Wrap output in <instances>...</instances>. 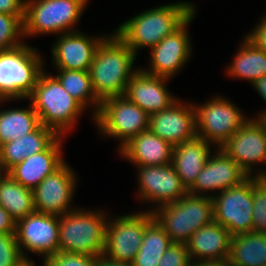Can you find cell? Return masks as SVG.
Masks as SVG:
<instances>
[{
	"label": "cell",
	"mask_w": 266,
	"mask_h": 266,
	"mask_svg": "<svg viewBox=\"0 0 266 266\" xmlns=\"http://www.w3.org/2000/svg\"><path fill=\"white\" fill-rule=\"evenodd\" d=\"M169 80L172 79L150 75L139 68L127 84L124 96L148 115L160 112L178 99L167 88Z\"/></svg>",
	"instance_id": "cell-20"
},
{
	"label": "cell",
	"mask_w": 266,
	"mask_h": 266,
	"mask_svg": "<svg viewBox=\"0 0 266 266\" xmlns=\"http://www.w3.org/2000/svg\"><path fill=\"white\" fill-rule=\"evenodd\" d=\"M231 234L216 221L198 229L185 243L191 261L226 263L230 257Z\"/></svg>",
	"instance_id": "cell-22"
},
{
	"label": "cell",
	"mask_w": 266,
	"mask_h": 266,
	"mask_svg": "<svg viewBox=\"0 0 266 266\" xmlns=\"http://www.w3.org/2000/svg\"><path fill=\"white\" fill-rule=\"evenodd\" d=\"M196 11L171 35L164 37L150 50L149 68H140L143 72L166 78H174L189 61L192 53L189 23L194 20Z\"/></svg>",
	"instance_id": "cell-13"
},
{
	"label": "cell",
	"mask_w": 266,
	"mask_h": 266,
	"mask_svg": "<svg viewBox=\"0 0 266 266\" xmlns=\"http://www.w3.org/2000/svg\"><path fill=\"white\" fill-rule=\"evenodd\" d=\"M15 234L25 260H31L25 253L29 251L38 256L42 255L44 261L58 252L59 216L33 212L16 222Z\"/></svg>",
	"instance_id": "cell-12"
},
{
	"label": "cell",
	"mask_w": 266,
	"mask_h": 266,
	"mask_svg": "<svg viewBox=\"0 0 266 266\" xmlns=\"http://www.w3.org/2000/svg\"><path fill=\"white\" fill-rule=\"evenodd\" d=\"M190 266H225V263L209 261H191Z\"/></svg>",
	"instance_id": "cell-43"
},
{
	"label": "cell",
	"mask_w": 266,
	"mask_h": 266,
	"mask_svg": "<svg viewBox=\"0 0 266 266\" xmlns=\"http://www.w3.org/2000/svg\"><path fill=\"white\" fill-rule=\"evenodd\" d=\"M231 266H266V233L248 232L231 237Z\"/></svg>",
	"instance_id": "cell-27"
},
{
	"label": "cell",
	"mask_w": 266,
	"mask_h": 266,
	"mask_svg": "<svg viewBox=\"0 0 266 266\" xmlns=\"http://www.w3.org/2000/svg\"><path fill=\"white\" fill-rule=\"evenodd\" d=\"M24 22L15 15L0 13V50L15 48L23 43Z\"/></svg>",
	"instance_id": "cell-32"
},
{
	"label": "cell",
	"mask_w": 266,
	"mask_h": 266,
	"mask_svg": "<svg viewBox=\"0 0 266 266\" xmlns=\"http://www.w3.org/2000/svg\"><path fill=\"white\" fill-rule=\"evenodd\" d=\"M154 219L152 211H139L109 218L103 255L114 261L132 263L146 226Z\"/></svg>",
	"instance_id": "cell-10"
},
{
	"label": "cell",
	"mask_w": 266,
	"mask_h": 266,
	"mask_svg": "<svg viewBox=\"0 0 266 266\" xmlns=\"http://www.w3.org/2000/svg\"><path fill=\"white\" fill-rule=\"evenodd\" d=\"M174 146L149 129L126 143L118 152L122 158L139 166L168 165L172 161Z\"/></svg>",
	"instance_id": "cell-23"
},
{
	"label": "cell",
	"mask_w": 266,
	"mask_h": 266,
	"mask_svg": "<svg viewBox=\"0 0 266 266\" xmlns=\"http://www.w3.org/2000/svg\"><path fill=\"white\" fill-rule=\"evenodd\" d=\"M66 136H59L46 150L35 153L12 167L8 174L22 186L34 190L64 162L62 146Z\"/></svg>",
	"instance_id": "cell-21"
},
{
	"label": "cell",
	"mask_w": 266,
	"mask_h": 266,
	"mask_svg": "<svg viewBox=\"0 0 266 266\" xmlns=\"http://www.w3.org/2000/svg\"><path fill=\"white\" fill-rule=\"evenodd\" d=\"M195 11L196 5L187 1L160 5L134 15L113 31L137 55L140 49H151L171 35Z\"/></svg>",
	"instance_id": "cell-1"
},
{
	"label": "cell",
	"mask_w": 266,
	"mask_h": 266,
	"mask_svg": "<svg viewBox=\"0 0 266 266\" xmlns=\"http://www.w3.org/2000/svg\"><path fill=\"white\" fill-rule=\"evenodd\" d=\"M136 56L115 32L101 41L88 71L100 101L125 94L131 77L139 70L133 65Z\"/></svg>",
	"instance_id": "cell-2"
},
{
	"label": "cell",
	"mask_w": 266,
	"mask_h": 266,
	"mask_svg": "<svg viewBox=\"0 0 266 266\" xmlns=\"http://www.w3.org/2000/svg\"><path fill=\"white\" fill-rule=\"evenodd\" d=\"M41 125L31 102L28 107L0 110V146L35 131Z\"/></svg>",
	"instance_id": "cell-28"
},
{
	"label": "cell",
	"mask_w": 266,
	"mask_h": 266,
	"mask_svg": "<svg viewBox=\"0 0 266 266\" xmlns=\"http://www.w3.org/2000/svg\"><path fill=\"white\" fill-rule=\"evenodd\" d=\"M23 261L16 234L0 233V266H19Z\"/></svg>",
	"instance_id": "cell-34"
},
{
	"label": "cell",
	"mask_w": 266,
	"mask_h": 266,
	"mask_svg": "<svg viewBox=\"0 0 266 266\" xmlns=\"http://www.w3.org/2000/svg\"><path fill=\"white\" fill-rule=\"evenodd\" d=\"M181 101L177 99L165 110L149 115V130L173 146L197 136L192 102Z\"/></svg>",
	"instance_id": "cell-19"
},
{
	"label": "cell",
	"mask_w": 266,
	"mask_h": 266,
	"mask_svg": "<svg viewBox=\"0 0 266 266\" xmlns=\"http://www.w3.org/2000/svg\"><path fill=\"white\" fill-rule=\"evenodd\" d=\"M95 266H132L131 263L111 260L103 254L97 258Z\"/></svg>",
	"instance_id": "cell-40"
},
{
	"label": "cell",
	"mask_w": 266,
	"mask_h": 266,
	"mask_svg": "<svg viewBox=\"0 0 266 266\" xmlns=\"http://www.w3.org/2000/svg\"><path fill=\"white\" fill-rule=\"evenodd\" d=\"M93 120L103 137L119 139L118 151L133 137L149 129V115L124 95L101 101Z\"/></svg>",
	"instance_id": "cell-8"
},
{
	"label": "cell",
	"mask_w": 266,
	"mask_h": 266,
	"mask_svg": "<svg viewBox=\"0 0 266 266\" xmlns=\"http://www.w3.org/2000/svg\"><path fill=\"white\" fill-rule=\"evenodd\" d=\"M90 210L78 207L59 216L58 252L94 257L104 253L106 226L110 216L104 210Z\"/></svg>",
	"instance_id": "cell-5"
},
{
	"label": "cell",
	"mask_w": 266,
	"mask_h": 266,
	"mask_svg": "<svg viewBox=\"0 0 266 266\" xmlns=\"http://www.w3.org/2000/svg\"><path fill=\"white\" fill-rule=\"evenodd\" d=\"M191 260L185 243H172L163 254L158 266H190Z\"/></svg>",
	"instance_id": "cell-36"
},
{
	"label": "cell",
	"mask_w": 266,
	"mask_h": 266,
	"mask_svg": "<svg viewBox=\"0 0 266 266\" xmlns=\"http://www.w3.org/2000/svg\"><path fill=\"white\" fill-rule=\"evenodd\" d=\"M59 135L51 128L40 125L35 131L0 146V164L8 172L27 157L46 150Z\"/></svg>",
	"instance_id": "cell-25"
},
{
	"label": "cell",
	"mask_w": 266,
	"mask_h": 266,
	"mask_svg": "<svg viewBox=\"0 0 266 266\" xmlns=\"http://www.w3.org/2000/svg\"><path fill=\"white\" fill-rule=\"evenodd\" d=\"M98 257L69 252H57L43 262L44 266H95Z\"/></svg>",
	"instance_id": "cell-35"
},
{
	"label": "cell",
	"mask_w": 266,
	"mask_h": 266,
	"mask_svg": "<svg viewBox=\"0 0 266 266\" xmlns=\"http://www.w3.org/2000/svg\"><path fill=\"white\" fill-rule=\"evenodd\" d=\"M212 145L197 136L174 145L171 164L187 190L195 183L209 155L213 152Z\"/></svg>",
	"instance_id": "cell-24"
},
{
	"label": "cell",
	"mask_w": 266,
	"mask_h": 266,
	"mask_svg": "<svg viewBox=\"0 0 266 266\" xmlns=\"http://www.w3.org/2000/svg\"><path fill=\"white\" fill-rule=\"evenodd\" d=\"M256 122L264 129V132L266 134V108L261 113L257 114V117L254 118Z\"/></svg>",
	"instance_id": "cell-42"
},
{
	"label": "cell",
	"mask_w": 266,
	"mask_h": 266,
	"mask_svg": "<svg viewBox=\"0 0 266 266\" xmlns=\"http://www.w3.org/2000/svg\"><path fill=\"white\" fill-rule=\"evenodd\" d=\"M265 164H266V162H265ZM259 169L255 170L256 172H255L254 177L256 178L257 181L266 185V169L265 170L264 169L262 170L261 168H259Z\"/></svg>",
	"instance_id": "cell-44"
},
{
	"label": "cell",
	"mask_w": 266,
	"mask_h": 266,
	"mask_svg": "<svg viewBox=\"0 0 266 266\" xmlns=\"http://www.w3.org/2000/svg\"><path fill=\"white\" fill-rule=\"evenodd\" d=\"M192 105L197 137L212 143L216 148L221 147L251 118L223 96L216 95L201 105Z\"/></svg>",
	"instance_id": "cell-9"
},
{
	"label": "cell",
	"mask_w": 266,
	"mask_h": 266,
	"mask_svg": "<svg viewBox=\"0 0 266 266\" xmlns=\"http://www.w3.org/2000/svg\"><path fill=\"white\" fill-rule=\"evenodd\" d=\"M8 174V172L3 168L0 164V183L4 179V177Z\"/></svg>",
	"instance_id": "cell-46"
},
{
	"label": "cell",
	"mask_w": 266,
	"mask_h": 266,
	"mask_svg": "<svg viewBox=\"0 0 266 266\" xmlns=\"http://www.w3.org/2000/svg\"><path fill=\"white\" fill-rule=\"evenodd\" d=\"M213 219L231 236L245 234L253 227V177L240 185L216 193L212 197Z\"/></svg>",
	"instance_id": "cell-11"
},
{
	"label": "cell",
	"mask_w": 266,
	"mask_h": 266,
	"mask_svg": "<svg viewBox=\"0 0 266 266\" xmlns=\"http://www.w3.org/2000/svg\"><path fill=\"white\" fill-rule=\"evenodd\" d=\"M230 65L225 68L227 76L254 82L266 75V52L243 38Z\"/></svg>",
	"instance_id": "cell-26"
},
{
	"label": "cell",
	"mask_w": 266,
	"mask_h": 266,
	"mask_svg": "<svg viewBox=\"0 0 266 266\" xmlns=\"http://www.w3.org/2000/svg\"><path fill=\"white\" fill-rule=\"evenodd\" d=\"M252 85L253 87H255L260 97H262V99L266 103V75L254 82Z\"/></svg>",
	"instance_id": "cell-41"
},
{
	"label": "cell",
	"mask_w": 266,
	"mask_h": 266,
	"mask_svg": "<svg viewBox=\"0 0 266 266\" xmlns=\"http://www.w3.org/2000/svg\"><path fill=\"white\" fill-rule=\"evenodd\" d=\"M38 49L26 43L0 50V103L26 100L46 69Z\"/></svg>",
	"instance_id": "cell-4"
},
{
	"label": "cell",
	"mask_w": 266,
	"mask_h": 266,
	"mask_svg": "<svg viewBox=\"0 0 266 266\" xmlns=\"http://www.w3.org/2000/svg\"><path fill=\"white\" fill-rule=\"evenodd\" d=\"M19 266H37V265L35 264L33 260H25Z\"/></svg>",
	"instance_id": "cell-45"
},
{
	"label": "cell",
	"mask_w": 266,
	"mask_h": 266,
	"mask_svg": "<svg viewBox=\"0 0 266 266\" xmlns=\"http://www.w3.org/2000/svg\"><path fill=\"white\" fill-rule=\"evenodd\" d=\"M89 0H25L24 38L77 31Z\"/></svg>",
	"instance_id": "cell-7"
},
{
	"label": "cell",
	"mask_w": 266,
	"mask_h": 266,
	"mask_svg": "<svg viewBox=\"0 0 266 266\" xmlns=\"http://www.w3.org/2000/svg\"><path fill=\"white\" fill-rule=\"evenodd\" d=\"M173 242L154 218L145 228L141 246L132 266H158L163 254Z\"/></svg>",
	"instance_id": "cell-30"
},
{
	"label": "cell",
	"mask_w": 266,
	"mask_h": 266,
	"mask_svg": "<svg viewBox=\"0 0 266 266\" xmlns=\"http://www.w3.org/2000/svg\"><path fill=\"white\" fill-rule=\"evenodd\" d=\"M0 206L17 222L35 212L33 190L22 186L7 174L0 183Z\"/></svg>",
	"instance_id": "cell-29"
},
{
	"label": "cell",
	"mask_w": 266,
	"mask_h": 266,
	"mask_svg": "<svg viewBox=\"0 0 266 266\" xmlns=\"http://www.w3.org/2000/svg\"><path fill=\"white\" fill-rule=\"evenodd\" d=\"M107 35L89 36L72 31L60 34L51 48L55 69L89 71L97 47Z\"/></svg>",
	"instance_id": "cell-18"
},
{
	"label": "cell",
	"mask_w": 266,
	"mask_h": 266,
	"mask_svg": "<svg viewBox=\"0 0 266 266\" xmlns=\"http://www.w3.org/2000/svg\"><path fill=\"white\" fill-rule=\"evenodd\" d=\"M255 46L266 52V15L261 17L251 33L245 35Z\"/></svg>",
	"instance_id": "cell-37"
},
{
	"label": "cell",
	"mask_w": 266,
	"mask_h": 266,
	"mask_svg": "<svg viewBox=\"0 0 266 266\" xmlns=\"http://www.w3.org/2000/svg\"><path fill=\"white\" fill-rule=\"evenodd\" d=\"M214 151H216L215 154L209 155L195 183L188 189L189 194L212 198L216 194L215 191L219 193L238 186L248 178V175L238 166L237 162L220 147ZM209 192H213V194Z\"/></svg>",
	"instance_id": "cell-16"
},
{
	"label": "cell",
	"mask_w": 266,
	"mask_h": 266,
	"mask_svg": "<svg viewBox=\"0 0 266 266\" xmlns=\"http://www.w3.org/2000/svg\"><path fill=\"white\" fill-rule=\"evenodd\" d=\"M220 148L237 162L248 177L255 176V166L264 165L266 162V134L254 117L241 126Z\"/></svg>",
	"instance_id": "cell-17"
},
{
	"label": "cell",
	"mask_w": 266,
	"mask_h": 266,
	"mask_svg": "<svg viewBox=\"0 0 266 266\" xmlns=\"http://www.w3.org/2000/svg\"><path fill=\"white\" fill-rule=\"evenodd\" d=\"M253 232L266 233V185L253 177Z\"/></svg>",
	"instance_id": "cell-33"
},
{
	"label": "cell",
	"mask_w": 266,
	"mask_h": 266,
	"mask_svg": "<svg viewBox=\"0 0 266 266\" xmlns=\"http://www.w3.org/2000/svg\"><path fill=\"white\" fill-rule=\"evenodd\" d=\"M137 168L138 190L137 195L142 202L154 204L155 208L171 202H176L188 193L182 184L172 164L139 166ZM156 204V205H155Z\"/></svg>",
	"instance_id": "cell-15"
},
{
	"label": "cell",
	"mask_w": 266,
	"mask_h": 266,
	"mask_svg": "<svg viewBox=\"0 0 266 266\" xmlns=\"http://www.w3.org/2000/svg\"><path fill=\"white\" fill-rule=\"evenodd\" d=\"M0 233H16V221L11 217L10 213L2 206H0Z\"/></svg>",
	"instance_id": "cell-39"
},
{
	"label": "cell",
	"mask_w": 266,
	"mask_h": 266,
	"mask_svg": "<svg viewBox=\"0 0 266 266\" xmlns=\"http://www.w3.org/2000/svg\"><path fill=\"white\" fill-rule=\"evenodd\" d=\"M152 213L173 243H186L194 232L214 220L212 198L189 193Z\"/></svg>",
	"instance_id": "cell-6"
},
{
	"label": "cell",
	"mask_w": 266,
	"mask_h": 266,
	"mask_svg": "<svg viewBox=\"0 0 266 266\" xmlns=\"http://www.w3.org/2000/svg\"><path fill=\"white\" fill-rule=\"evenodd\" d=\"M48 73L45 69L40 74L27 100L31 102L42 125L53 129L59 136H65L75 128L86 109Z\"/></svg>",
	"instance_id": "cell-3"
},
{
	"label": "cell",
	"mask_w": 266,
	"mask_h": 266,
	"mask_svg": "<svg viewBox=\"0 0 266 266\" xmlns=\"http://www.w3.org/2000/svg\"><path fill=\"white\" fill-rule=\"evenodd\" d=\"M53 75L62 87L76 99L85 109L92 108L94 118L99 111L101 101L95 95L88 71L56 69Z\"/></svg>",
	"instance_id": "cell-31"
},
{
	"label": "cell",
	"mask_w": 266,
	"mask_h": 266,
	"mask_svg": "<svg viewBox=\"0 0 266 266\" xmlns=\"http://www.w3.org/2000/svg\"><path fill=\"white\" fill-rule=\"evenodd\" d=\"M0 13L25 18V0H0Z\"/></svg>",
	"instance_id": "cell-38"
},
{
	"label": "cell",
	"mask_w": 266,
	"mask_h": 266,
	"mask_svg": "<svg viewBox=\"0 0 266 266\" xmlns=\"http://www.w3.org/2000/svg\"><path fill=\"white\" fill-rule=\"evenodd\" d=\"M77 175L66 161L33 190L35 212L61 216L72 207Z\"/></svg>",
	"instance_id": "cell-14"
}]
</instances>
